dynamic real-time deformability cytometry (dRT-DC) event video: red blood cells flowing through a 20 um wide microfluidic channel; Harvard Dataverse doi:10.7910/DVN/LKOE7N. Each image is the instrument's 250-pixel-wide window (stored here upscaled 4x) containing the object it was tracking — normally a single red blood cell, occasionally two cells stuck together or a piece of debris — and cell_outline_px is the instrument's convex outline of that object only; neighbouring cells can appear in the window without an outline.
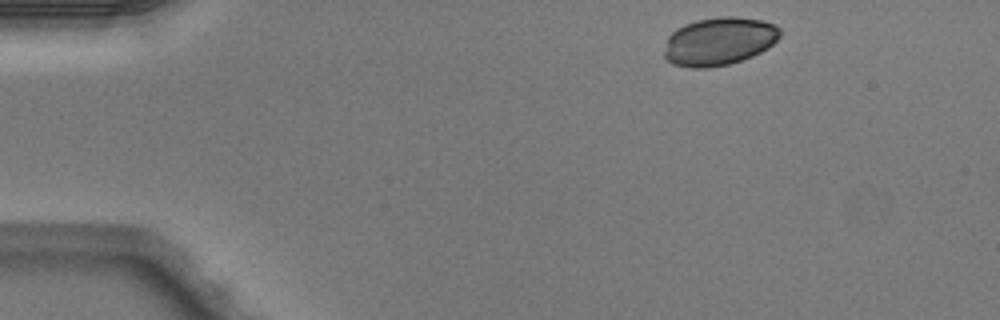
{"species": "Egyptian fruit bat (a non-hibernating species)", "species_latin": "Rousettus aegyptiacus", "temperature_condition": "warm", "stored_images_in_passage": 3, "camera_frame_rate_fps": 3000, "um_per_image_px": 0.085, "animal": {"sex": "male"}, "frame": {"image": 1, "passage_image": 1, "time_ms": 0.0, "image_size_px": [1000, 320], "cell_outline_px": [[780, 36], [768, 48], [752, 56], [728, 64], [708, 68], [692, 68], [672, 64], [664, 56], [664, 52], [668, 36], [676, 28], [684, 24], [696, 20], [720, 16], [736, 16], [760, 20], [776, 24], [780, 28]], "centroid_in_image_um": [61.11, 3.5], "position_along_channel_um": 23.9, "area_um2": 32.54}}